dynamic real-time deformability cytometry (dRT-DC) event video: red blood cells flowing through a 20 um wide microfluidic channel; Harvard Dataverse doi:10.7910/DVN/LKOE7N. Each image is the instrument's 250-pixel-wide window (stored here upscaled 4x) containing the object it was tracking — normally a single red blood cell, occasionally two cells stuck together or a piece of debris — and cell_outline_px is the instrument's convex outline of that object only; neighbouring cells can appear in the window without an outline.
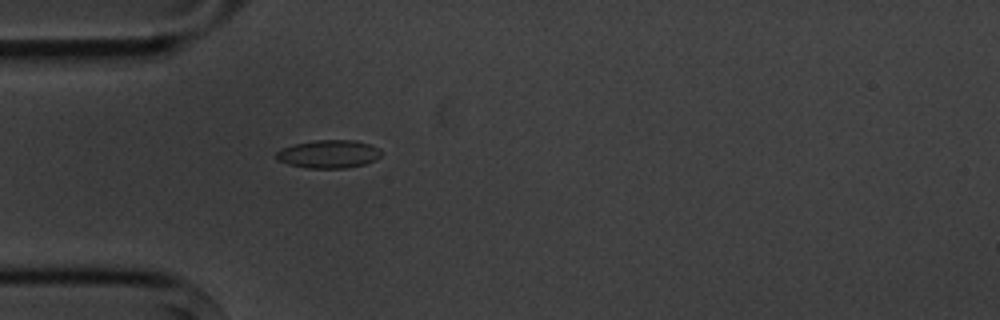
{"species": "common noctule bat (a hibernating species)", "species_latin": "Nyctalus noctula", "temperature_condition": "cold", "stored_images_in_passage": 4, "camera_frame_rate_fps": 3000, "um_per_image_px": 0.085, "animal": {"sex": "male", "body_mass_g": 20.1, "forearm_length_mm": 53.5}, "frame": {"image": 1, "passage_image": 4, "time_ms": 4.333, "image_size_px": [1000, 320], "cell_outline_px": [[384, 152], [376, 160], [364, 164], [344, 168], [308, 168], [288, 164], [276, 160], [276, 152], [284, 148], [296, 144], [316, 140], [356, 140], [380, 148]], "centroid_in_image_um": [27.98, 13.09], "position_along_channel_um": 57.0, "area_um2": 17.17}}